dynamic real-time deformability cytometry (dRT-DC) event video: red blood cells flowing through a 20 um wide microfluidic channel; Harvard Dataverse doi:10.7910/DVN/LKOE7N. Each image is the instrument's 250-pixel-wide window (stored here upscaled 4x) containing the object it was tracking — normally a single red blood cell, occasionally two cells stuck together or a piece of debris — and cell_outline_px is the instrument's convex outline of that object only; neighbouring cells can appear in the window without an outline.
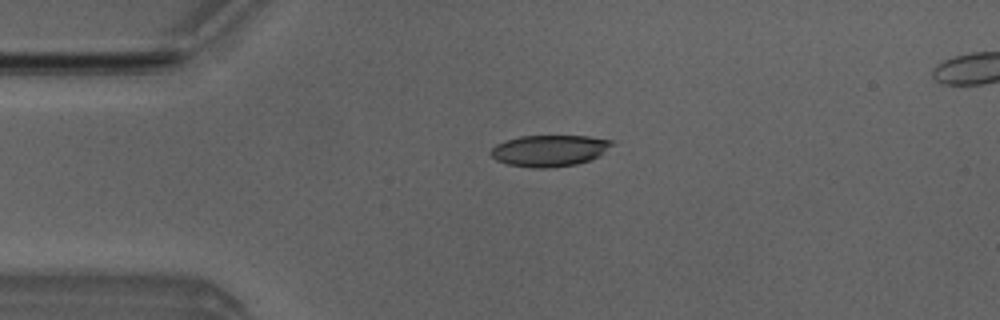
{"species": "Egyptian fruit bat (a non-hibernating species)", "species_latin": "Rousettus aegyptiacus", "temperature_condition": "room temperature", "stored_images_in_passage": 4, "camera_frame_rate_fps": 3000, "um_per_image_px": 0.085, "animal": {"sex": "male"}, "frame": {"image": 1, "passage_image": 3, "time_ms": 2.667, "image_size_px": [1000, 320], "cell_outline_px": [[616, 144], [600, 156], [592, 160], [576, 164], [548, 168], [532, 168], [508, 164], [496, 160], [488, 152], [496, 144], [520, 136], [588, 136], [616, 140]], "centroid_in_image_um": [46.77, 12.8], "position_along_channel_um": 38.2, "area_um2": 22.48}}